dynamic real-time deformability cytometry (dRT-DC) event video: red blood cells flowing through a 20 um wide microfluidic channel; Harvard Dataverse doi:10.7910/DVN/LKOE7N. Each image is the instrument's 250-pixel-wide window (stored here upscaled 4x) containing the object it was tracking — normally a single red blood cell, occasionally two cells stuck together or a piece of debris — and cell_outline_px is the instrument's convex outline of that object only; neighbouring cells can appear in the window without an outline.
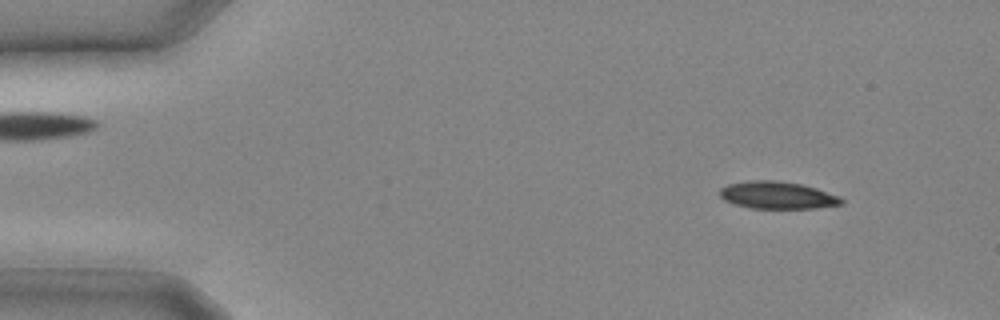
{"species": "common noctule bat (a hibernating species)", "species_latin": "Nyctalus noctula", "temperature_condition": "cold", "stored_images_in_passage": 7, "camera_frame_rate_fps": 3000, "um_per_image_px": 0.085, "animal": {"sex": "male", "body_mass_g": 20.4}, "frame": {"image": 1, "passage_image": 3, "time_ms": 0.667, "image_size_px": [1000, 320], "cell_outline_px": [[844, 204], [816, 208], [752, 208], [736, 204], [724, 200], [720, 196], [720, 188], [728, 184], [748, 180], [776, 180], [800, 184], [816, 188], [840, 196], [844, 200]], "centroid_in_image_um": [66.1, 16.59], "position_along_channel_um": 18.9, "area_um2": 19.36}}